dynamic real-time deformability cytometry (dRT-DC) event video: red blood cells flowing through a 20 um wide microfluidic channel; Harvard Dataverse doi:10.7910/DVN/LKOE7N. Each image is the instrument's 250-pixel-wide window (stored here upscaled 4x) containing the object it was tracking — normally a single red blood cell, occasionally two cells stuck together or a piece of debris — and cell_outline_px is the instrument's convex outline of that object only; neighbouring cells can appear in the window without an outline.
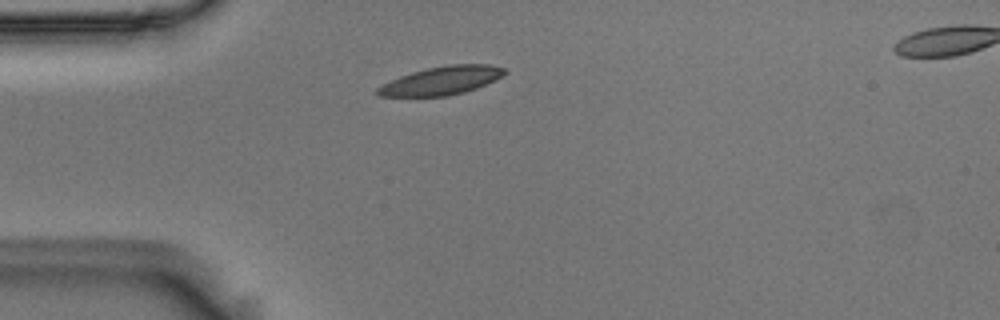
{"species": "Egyptian fruit bat (a non-hibernating species)", "species_latin": "Rousettus aegyptiacus", "temperature_condition": "room temperature", "stored_images_in_passage": 42, "camera_frame_rate_fps": 3000, "um_per_image_px": 0.085, "animal": {"sex": "male"}, "frame": {"image": 1, "passage_image": 1, "time_ms": 0.0, "image_size_px": [1000, 320], "cell_outline_px": [[508, 72], [476, 88], [464, 92], [448, 96], [376, 96], [372, 92], [376, 88], [400, 76], [412, 72], [428, 68], [448, 64], [488, 64], [504, 68]], "centroid_in_image_um": [37.47, 6.85], "position_along_channel_um": 47.5, "area_um2": 20.81}}
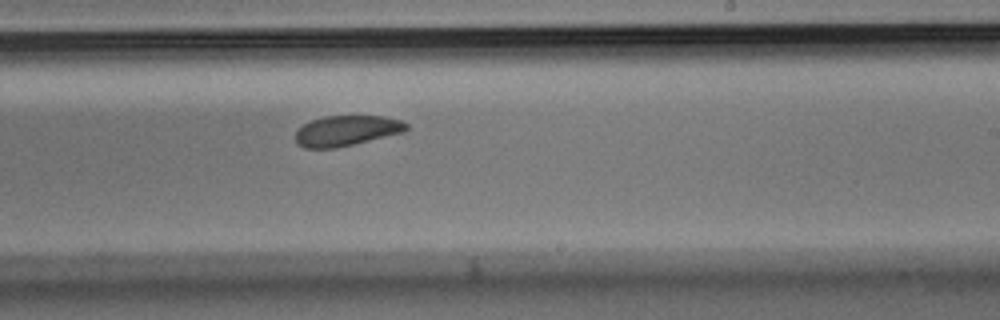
{"frame": {"image": 2, "passage_image": 20, "time_ms": 6.333, "image_size_px": [1000, 320], "cell_outline_px": [[408, 128], [404, 132], [336, 148], [304, 148], [296, 140], [296, 132], [304, 124], [312, 120], [324, 116], [384, 116], [400, 120], [408, 124]], "centroid_in_image_um": [29.48, 11.1], "position_along_channel_um": 259.5, "area_um2": 19.42}}
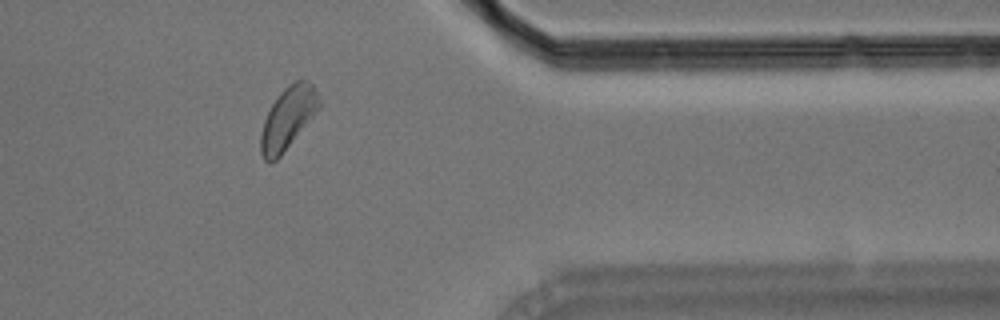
{"frame": {"image": 3, "passage_image": 32, "time_ms": 10.333, "image_size_px": [1000, 320], "cell_outline_px": [[320, 108], [280, 156], [272, 164], [268, 164], [264, 160], [260, 152], [260, 132], [264, 120], [272, 104], [280, 92], [284, 88], [296, 80], [308, 80], [312, 84], [320, 100]], "centroid_in_image_um": [24.44, 10.07], "position_along_channel_um": 387.0, "area_um2": 21.04}, "authors_computed_cell_mechanics": {"area_um2": 21.0392, "velocity_mm_per_s": 3.5718, "shape_relaxation_time_tau1_ms": 2.0232, "shape_relaxation_time_tau2_ms": 4.2927, "deformation_change_tau1": 0.1014, "deformation_change_tau2": 0.0927}}